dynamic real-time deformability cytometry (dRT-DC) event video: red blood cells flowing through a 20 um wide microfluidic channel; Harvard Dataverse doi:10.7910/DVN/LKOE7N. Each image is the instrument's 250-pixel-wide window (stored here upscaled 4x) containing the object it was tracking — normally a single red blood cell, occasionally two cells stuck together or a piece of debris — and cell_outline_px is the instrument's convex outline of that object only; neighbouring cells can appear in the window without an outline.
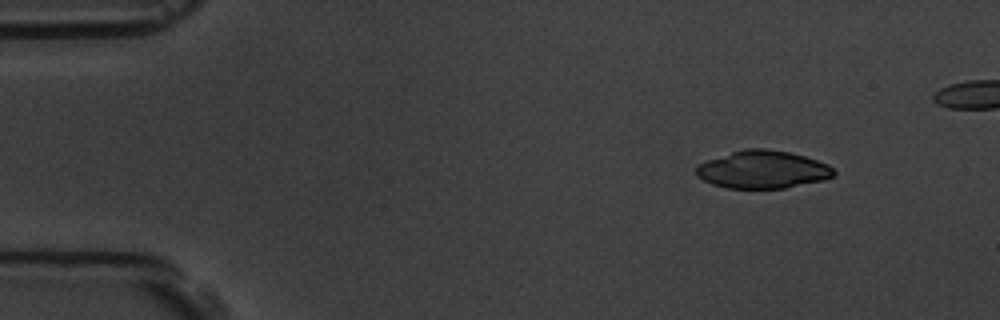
{"species": "common noctule bat (a hibernating species)", "species_latin": "Nyctalus noctula", "temperature_condition": "room temperature", "stored_images_in_passage": 6, "camera_frame_rate_fps": 3000, "um_per_image_px": 0.085, "animal": {"sex": "male", "body_mass_g": 19.5, "forearm_length_mm": 54.6}, "frame": {"image": 1, "passage_image": 1, "time_ms": 0.0, "image_size_px": [1000, 320], "cell_outline_px": [[836, 176], [824, 180], [784, 188], [728, 188], [712, 184], [696, 176], [696, 168], [700, 164], [708, 160], [744, 148], [768, 148], [788, 152], [804, 156], [828, 164], [836, 172]], "centroid_in_image_um": [64.86, 14.41], "position_along_channel_um": 20.1, "area_um2": 30.17}}